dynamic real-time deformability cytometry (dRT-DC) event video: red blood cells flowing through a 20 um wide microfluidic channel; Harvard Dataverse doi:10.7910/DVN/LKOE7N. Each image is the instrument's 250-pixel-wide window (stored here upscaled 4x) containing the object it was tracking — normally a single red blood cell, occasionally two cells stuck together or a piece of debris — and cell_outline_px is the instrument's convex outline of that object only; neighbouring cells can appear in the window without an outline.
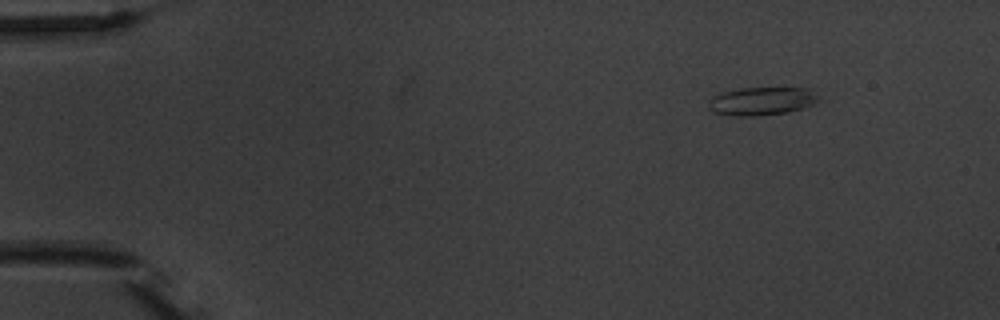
{"species": "common noctule bat (a hibernating species)", "species_latin": "Nyctalus noctula", "temperature_condition": "warm", "stored_images_in_passage": 4, "camera_frame_rate_fps": 3000, "um_per_image_px": 0.085, "animal": {"sex": "male", "body_mass_g": 20.1, "forearm_length_mm": 53.5}, "frame": {"image": 1, "passage_image": 4, "time_ms": 4.333, "image_size_px": [1000, 320], "cell_outline_px": [[828, 100], [804, 108], [788, 112], [752, 116], [736, 116], [716, 112], [708, 108], [708, 104], [712, 96], [720, 92], [740, 88], [812, 88]], "centroid_in_image_um": [64.91, 8.58], "position_along_channel_um": 20.1, "area_um2": 18.67}}